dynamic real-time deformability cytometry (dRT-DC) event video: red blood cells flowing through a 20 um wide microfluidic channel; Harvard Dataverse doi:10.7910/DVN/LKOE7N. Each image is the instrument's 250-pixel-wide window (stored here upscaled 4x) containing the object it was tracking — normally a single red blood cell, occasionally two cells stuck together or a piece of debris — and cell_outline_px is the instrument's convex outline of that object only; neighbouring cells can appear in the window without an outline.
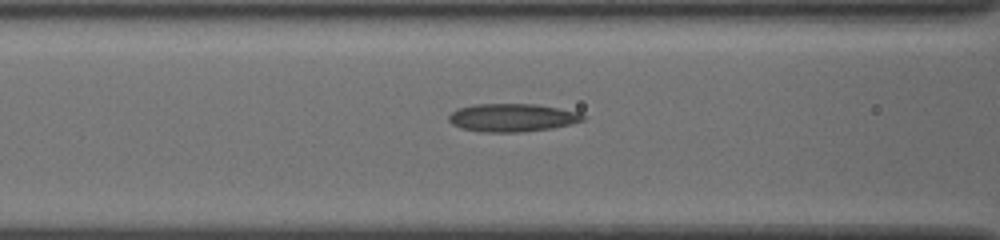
{"species": "common noctule bat (a hibernating species)", "species_latin": "Nyctalus noctula", "temperature_condition": "cold", "stored_images_in_passage": 27, "camera_frame_rate_fps": 3000, "um_per_image_px": 0.085, "animal": {"sex": "female", "body_mass_g": 19.5, "forearm_length_mm": 54.1}, "frame": {"image": 1, "passage_image": 12, "time_ms": 3.667, "image_size_px": [1000, 240], "cell_outline_px": [[584, 120], [552, 128], [520, 132], [484, 132], [460, 128], [452, 124], [448, 120], [448, 116], [452, 112], [460, 108], [476, 104], [536, 104], [580, 112], [584, 116]], "centroid_in_image_um": [43.52, 10.0], "position_along_channel_um": 123.1, "area_um2": 21.79}}
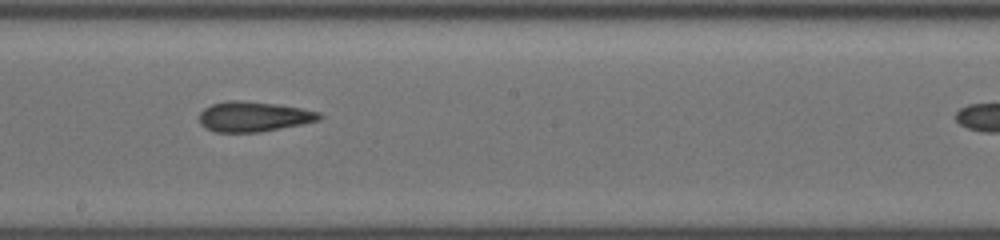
{"frame": {"image": 2, "passage_image": 20, "time_ms": 6.333, "image_size_px": [1000, 240], "cell_outline_px": [[324, 116], [320, 120], [260, 132], [216, 132], [204, 128], [200, 124], [200, 112], [204, 108], [212, 104], [224, 100], [240, 100], [276, 104], [300, 108], [320, 112]], "centroid_in_image_um": [21.53, 9.9], "position_along_channel_um": 226.7, "area_um2": 21.1}}
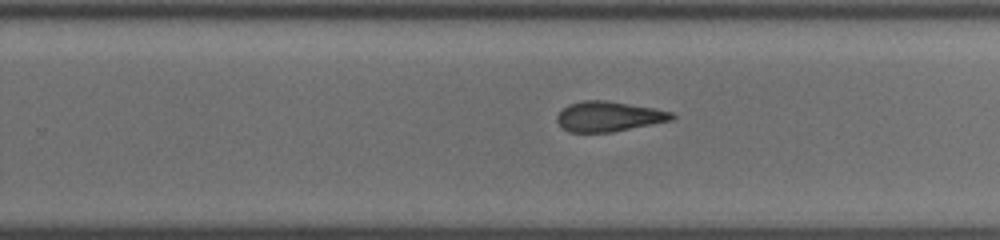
{"frame": {"image": 3, "passage_image": 24, "time_ms": 7.667, "image_size_px": [1000, 240], "cell_outline_px": [[676, 116], [672, 120], [612, 132], [568, 132], [556, 120], [556, 116], [568, 104], [584, 100], [604, 100], [652, 108], [672, 112]], "centroid_in_image_um": [51.72, 9.9], "position_along_channel_um": 278.1, "area_um2": 19.88}}